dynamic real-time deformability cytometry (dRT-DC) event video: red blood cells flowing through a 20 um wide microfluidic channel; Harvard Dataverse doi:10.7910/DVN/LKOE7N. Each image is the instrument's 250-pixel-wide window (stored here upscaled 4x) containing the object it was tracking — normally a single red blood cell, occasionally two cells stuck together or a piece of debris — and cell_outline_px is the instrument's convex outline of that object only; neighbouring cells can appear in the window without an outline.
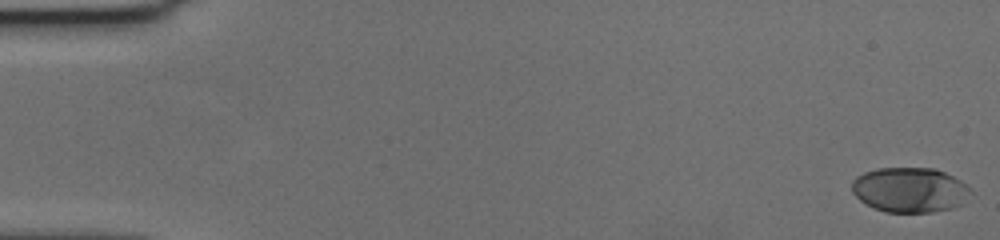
{"species": "human", "species_latin": "Homo sapiens", "temperature_condition": "cold", "stored_images_in_passage": 59, "camera_frame_rate_fps": 3000, "um_per_image_px": 0.085, "donor": {"sex": "female"}, "frame": {"image": 1, "passage_image": 1, "time_ms": 0.0, "image_size_px": [1000, 240], "cell_outline_px": [[972, 192], [960, 204], [952, 208], [932, 212], [884, 212], [860, 200], [852, 192], [852, 180], [856, 176], [864, 172], [876, 168], [936, 168], [968, 184], [972, 188]], "centroid_in_image_um": [77.34, 16.13], "position_along_channel_um": 7.7, "area_um2": 31.15}}
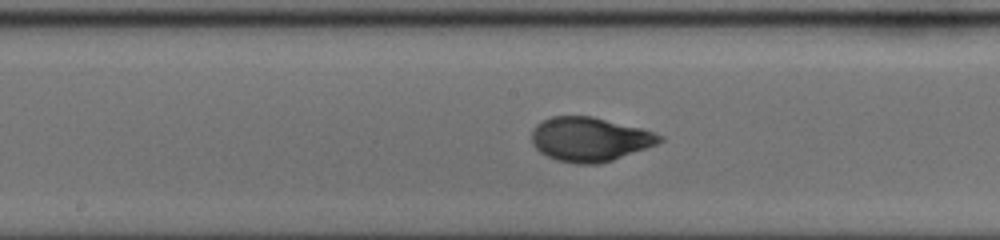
{"frame": {"image": 2, "passage_image": 31, "time_ms": 10.0, "image_size_px": [1000, 240], "cell_outline_px": [[664, 140], [656, 144], [612, 160], [600, 164], [576, 164], [556, 160], [540, 152], [532, 144], [532, 128], [536, 124], [552, 116], [592, 116], [640, 128], [664, 136]], "centroid_in_image_um": [50.1, 11.84], "position_along_channel_um": 198.1, "area_um2": 32.77}}
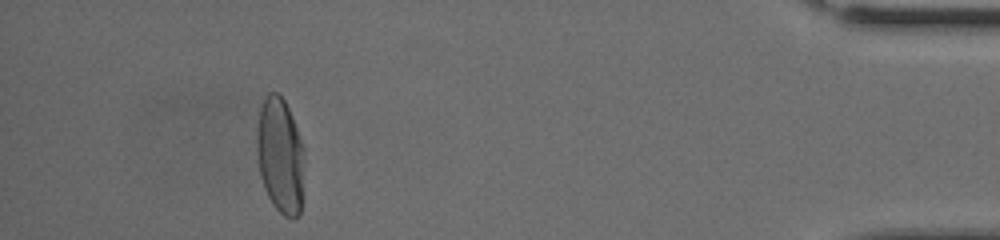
{"frame": {"image": 3, "passage_image": 54, "time_ms": 17.667, "image_size_px": [1000, 240], "cell_outline_px": [[304, 160], [300, 216], [292, 220], [284, 216], [272, 204], [264, 188], [260, 176], [256, 152], [256, 128], [260, 104], [264, 96], [268, 92], [280, 92], [292, 116], [304, 148]], "centroid_in_image_um": [23.8, 13.2], "position_along_channel_um": 411.4, "area_um2": 32.77}, "authors_computed_cell_mechanics": {"area_um2": 32.3102, "velocity_mm_per_s": 3.5514, "shape_relaxation_time_tau1_ms": 3.9381, "shape_relaxation_time_tau2_ms": null, "deformation_change_tau1": 0.1778, "deformation_change_tau2": null}}